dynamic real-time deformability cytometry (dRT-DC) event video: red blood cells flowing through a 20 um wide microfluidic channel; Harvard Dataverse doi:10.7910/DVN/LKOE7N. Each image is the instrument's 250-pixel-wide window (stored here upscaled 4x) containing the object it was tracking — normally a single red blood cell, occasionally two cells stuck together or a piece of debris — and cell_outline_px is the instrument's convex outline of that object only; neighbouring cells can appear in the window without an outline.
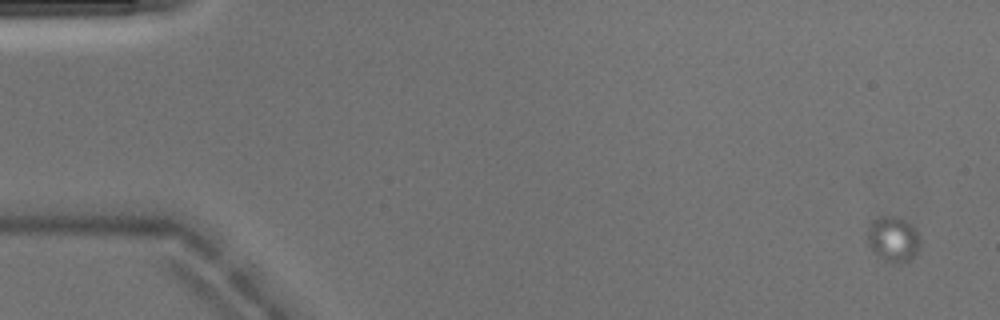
{"species": "Egyptian fruit bat (a non-hibernating species)", "species_latin": "Rousettus aegyptiacus", "temperature_condition": "warm", "stored_images_in_passage": 5, "camera_frame_rate_fps": 3000, "um_per_image_px": 0.085, "animal": {"sex": "male"}, "frame": {"image": 1, "passage_image": 1, "time_ms": 0.0, "image_size_px": [1000, 320], "cell_outline_px": [[920, 248], [908, 260], [884, 260], [868, 244], [868, 224], [876, 216], [892, 216], [904, 220], [912, 224], [916, 228], [920, 236]], "centroid_in_image_um": [75.93, 20.24], "position_along_channel_um": 9.1, "area_um2": 13.58}}